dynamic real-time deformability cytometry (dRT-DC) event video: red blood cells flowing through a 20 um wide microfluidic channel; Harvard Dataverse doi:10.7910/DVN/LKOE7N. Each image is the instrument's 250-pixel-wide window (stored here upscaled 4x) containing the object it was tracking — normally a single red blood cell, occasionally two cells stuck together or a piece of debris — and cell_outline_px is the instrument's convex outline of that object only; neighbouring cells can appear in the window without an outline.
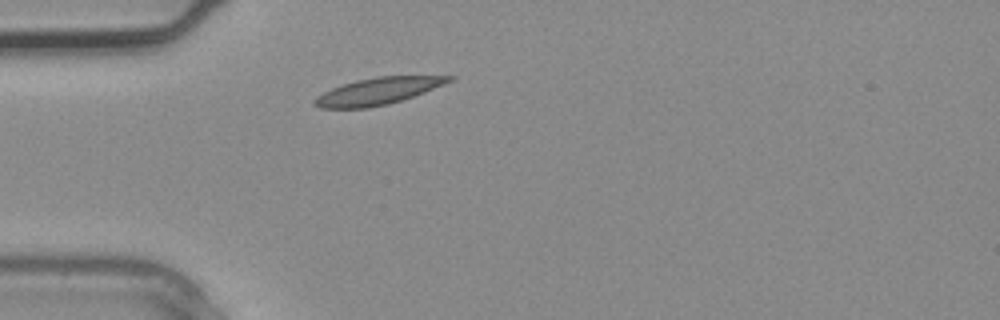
{"species": "common noctule bat (a hibernating species)", "species_latin": "Nyctalus noctula", "temperature_condition": "warm", "stored_images_in_passage": 1, "camera_frame_rate_fps": 3000, "um_per_image_px": 0.085, "animal": {"sex": "male", "body_mass_g": 20.4}, "frame": {"image": 1, "passage_image": 1, "time_ms": 0.0, "image_size_px": [1000, 320], "cell_outline_px": [[456, 76], [452, 80], [444, 84], [424, 92], [388, 104], [368, 108], [320, 108], [312, 104], [312, 100], [316, 96], [332, 88], [356, 80], [376, 76]], "centroid_in_image_um": [32.07, 7.75], "position_along_channel_um": 52.9, "area_um2": 20.87}}